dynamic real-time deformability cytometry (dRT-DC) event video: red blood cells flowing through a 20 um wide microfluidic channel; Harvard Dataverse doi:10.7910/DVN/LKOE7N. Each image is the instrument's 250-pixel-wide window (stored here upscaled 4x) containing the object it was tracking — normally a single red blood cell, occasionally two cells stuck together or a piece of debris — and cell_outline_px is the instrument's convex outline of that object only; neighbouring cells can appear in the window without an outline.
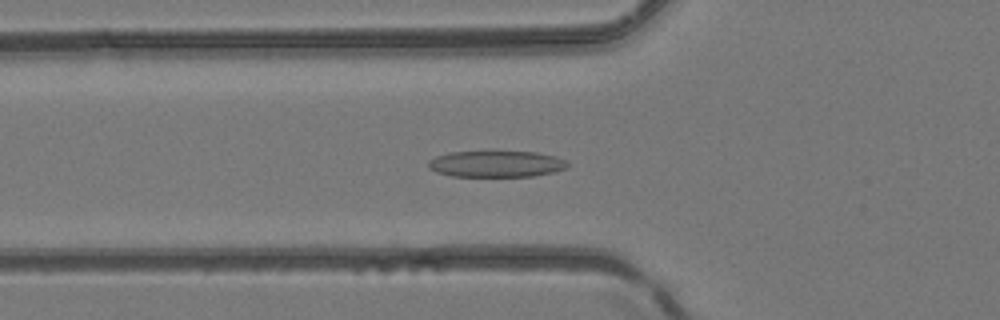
{"species": "common noctule bat (a hibernating species)", "species_latin": "Nyctalus noctula", "temperature_condition": "room temperature", "stored_images_in_passage": 39, "camera_frame_rate_fps": 3000, "um_per_image_px": 0.085, "animal": {"sex": "female", "body_mass_g": 24.6, "forearm_length_mm": 56.2}, "frame": {"image": 1, "passage_image": 16, "time_ms": 5.0, "image_size_px": [1000, 320], "cell_outline_px": [[568, 168], [552, 172], [532, 176], [452, 176], [436, 172], [428, 168], [428, 160], [436, 156], [448, 152], [536, 152], [556, 156], [564, 160], [568, 164]], "centroid_in_image_um": [42.15, 13.93], "position_along_channel_um": 83.6, "area_um2": 21.27}}
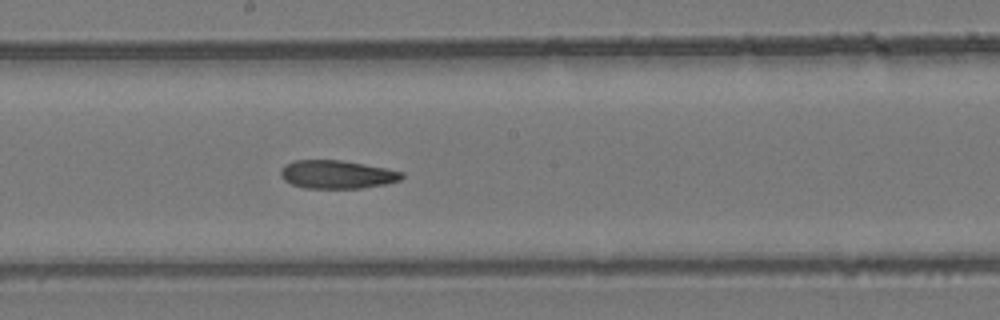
{"frame": {"image": 2, "passage_image": 25, "time_ms": 8.0, "image_size_px": [1000, 320], "cell_outline_px": [[404, 176], [400, 180], [384, 184], [360, 188], [304, 188], [292, 184], [284, 180], [280, 176], [280, 168], [284, 164], [296, 160], [340, 160], [364, 164], [404, 172]], "centroid_in_image_um": [28.6, 14.82], "position_along_channel_um": 219.6, "area_um2": 19.94}}
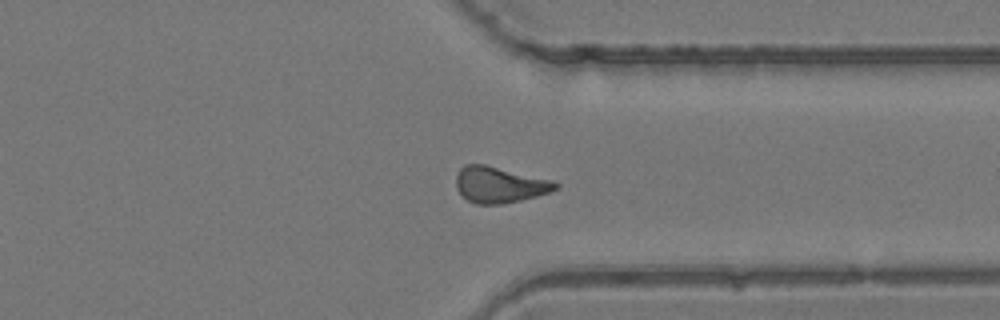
{"frame": {"image": 3, "passage_image": 35, "time_ms": 11.333, "image_size_px": [1000, 320], "cell_outline_px": [[560, 184], [556, 188], [548, 192], [536, 196], [504, 204], [476, 204], [468, 200], [456, 188], [456, 176], [460, 168], [464, 164], [484, 164], [552, 180]], "centroid_in_image_um": [42.43, 15.7], "position_along_channel_um": 369.0, "area_um2": 20.69}}